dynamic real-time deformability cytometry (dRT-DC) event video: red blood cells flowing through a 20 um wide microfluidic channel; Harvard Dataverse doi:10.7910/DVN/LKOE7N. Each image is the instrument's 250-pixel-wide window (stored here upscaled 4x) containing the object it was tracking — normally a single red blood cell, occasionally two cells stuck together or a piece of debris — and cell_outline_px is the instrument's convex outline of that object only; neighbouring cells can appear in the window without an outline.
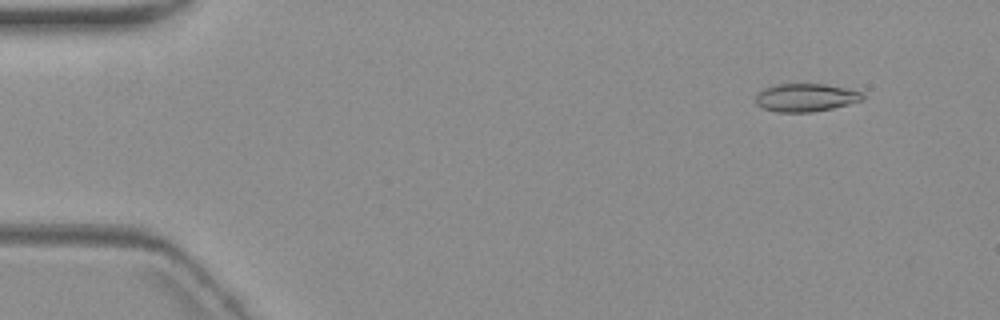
{"species": "common noctule bat (a hibernating species)", "species_latin": "Nyctalus noctula", "temperature_condition": "warm", "stored_images_in_passage": 6, "camera_frame_rate_fps": 3000, "um_per_image_px": 0.085, "animal": {"sex": "female", "body_mass_g": 19.3, "forearm_length_mm": 54.1}, "frame": {"image": 1, "passage_image": 2, "time_ms": 1.0, "image_size_px": [1000, 320], "cell_outline_px": [[864, 100], [832, 108], [812, 112], [776, 112], [764, 108], [756, 104], [756, 96], [764, 88], [780, 84], [824, 84], [844, 88], [860, 92], [864, 96]], "centroid_in_image_um": [68.48, 8.3], "position_along_channel_um": 16.5, "area_um2": 17.22}}
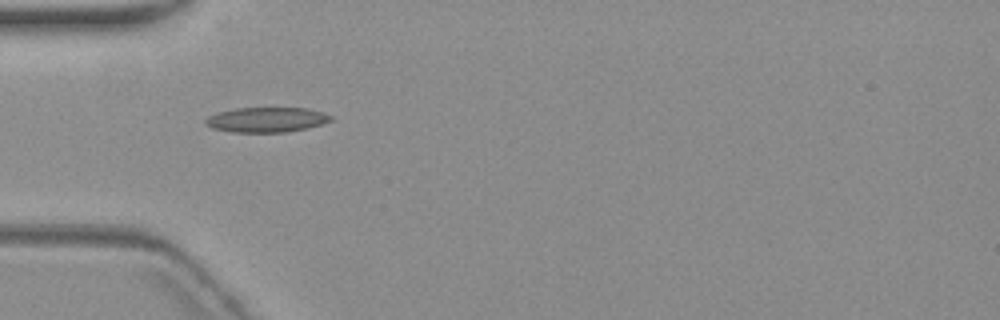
{"frame": {"image": 2, "passage_image": 5, "time_ms": 5.333, "image_size_px": [1000, 320], "cell_outline_px": [[332, 120], [308, 128], [288, 132], [232, 132], [212, 128], [204, 124], [204, 120], [208, 116], [216, 112], [236, 108], [304, 108], [324, 112], [332, 116]], "centroid_in_image_um": [22.62, 10.17], "position_along_channel_um": 62.4, "area_um2": 18.32}}
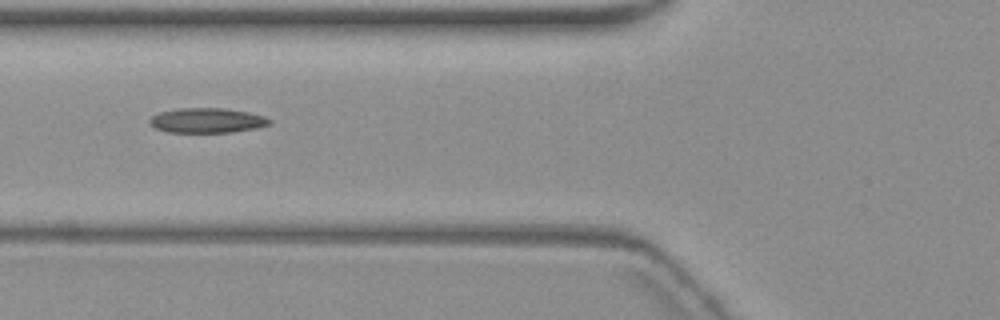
{"frame": {"image": 3, "passage_image": 6, "time_ms": 6.667, "image_size_px": [1000, 320], "cell_outline_px": [[272, 120], [268, 124], [256, 128], [232, 132], [168, 132], [156, 128], [148, 120], [152, 116], [160, 112], [180, 108], [224, 108], [248, 112], [264, 116]], "centroid_in_image_um": [17.6, 10.23], "position_along_channel_um": 108.2, "area_um2": 17.17}}